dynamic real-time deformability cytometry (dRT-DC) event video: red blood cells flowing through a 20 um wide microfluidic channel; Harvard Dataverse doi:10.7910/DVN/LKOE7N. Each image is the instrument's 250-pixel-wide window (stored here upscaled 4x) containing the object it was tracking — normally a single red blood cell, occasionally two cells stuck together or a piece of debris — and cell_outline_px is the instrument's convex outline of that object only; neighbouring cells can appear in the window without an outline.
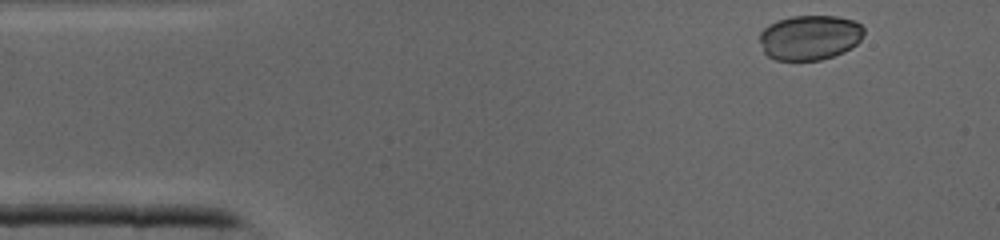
{"species": "common noctule bat (a hibernating species)", "species_latin": "Nyctalus noctula", "temperature_condition": "cold", "stored_images_in_passage": 38, "camera_frame_rate_fps": 3000, "um_per_image_px": 0.085, "animal": {"sex": "male", "body_mass_g": 19.0, "forearm_length_mm": 50.8}, "frame": {"image": 1, "passage_image": 1, "time_ms": 0.0, "image_size_px": [1000, 240], "cell_outline_px": [[864, 32], [860, 40], [856, 44], [844, 52], [820, 60], [776, 60], [768, 56], [764, 52], [760, 40], [760, 32], [768, 24], [776, 20], [792, 16], [836, 16], [852, 20], [860, 24], [864, 28]], "centroid_in_image_um": [68.82, 3.18], "position_along_channel_um": 16.2, "area_um2": 27.28}}
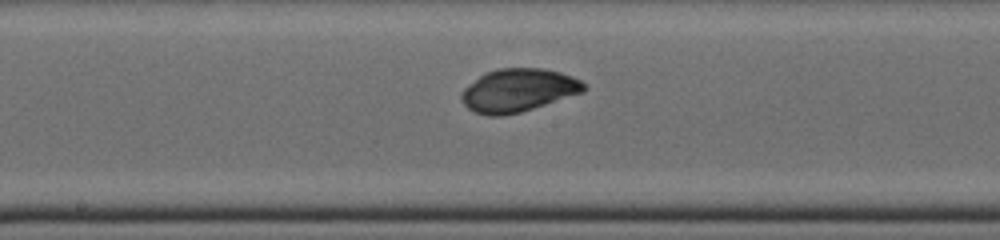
{"frame": {"image": 2, "passage_image": 18, "time_ms": 5.667, "image_size_px": [1000, 240], "cell_outline_px": [[588, 88], [584, 92], [520, 112], [500, 116], [488, 116], [476, 112], [468, 108], [460, 100], [460, 96], [464, 88], [468, 84], [480, 76], [496, 68], [540, 68], [560, 72], [572, 76], [580, 80]], "centroid_in_image_um": [44.04, 7.67], "position_along_channel_um": 204.2, "area_um2": 30.63}}
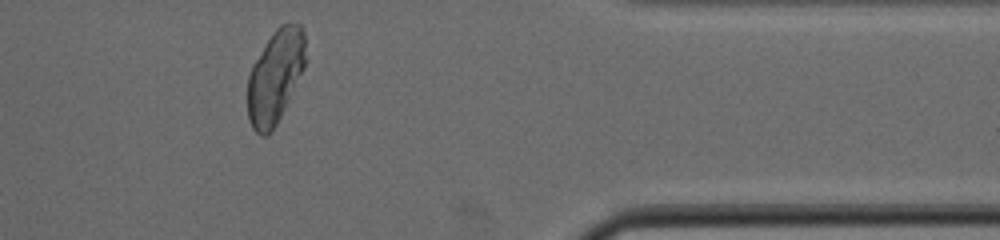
{"frame": {"image": 3, "passage_image": 31, "time_ms": 10.0, "image_size_px": [1000, 240], "cell_outline_px": [[308, 60], [276, 124], [264, 136], [260, 136], [252, 128], [248, 120], [248, 76], [252, 64], [276, 28], [280, 24], [300, 24], [304, 32]], "centroid_in_image_um": [23.41, 6.47], "position_along_channel_um": 388.0, "area_um2": 31.33}}